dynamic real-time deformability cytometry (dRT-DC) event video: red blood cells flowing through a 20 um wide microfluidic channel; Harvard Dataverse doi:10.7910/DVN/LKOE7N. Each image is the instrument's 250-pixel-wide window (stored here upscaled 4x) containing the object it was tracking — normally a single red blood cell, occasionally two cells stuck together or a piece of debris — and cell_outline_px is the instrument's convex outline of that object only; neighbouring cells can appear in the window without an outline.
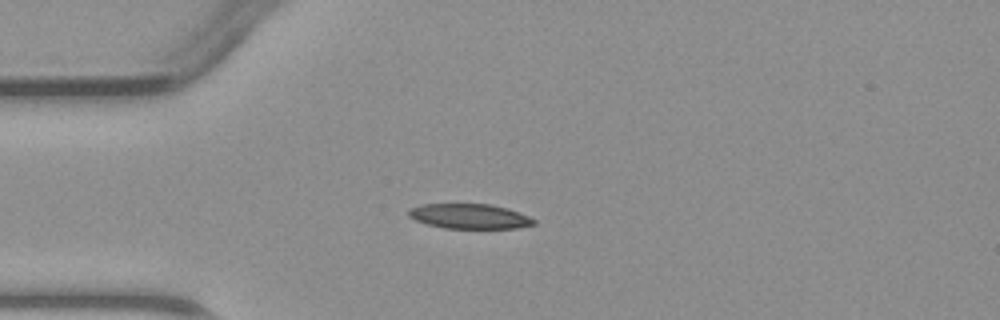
{"species": "common noctule bat (a hibernating species)", "species_latin": "Nyctalus noctula", "temperature_condition": "warm", "stored_images_in_passage": 3, "camera_frame_rate_fps": 3000, "um_per_image_px": 0.085, "animal": {"sex": "male", "body_mass_g": 23.1, "forearm_length_mm": 52.7}, "frame": {"image": 1, "passage_image": 3, "time_ms": 2.333, "image_size_px": [1000, 320], "cell_outline_px": [[536, 224], [516, 228], [444, 228], [428, 224], [416, 220], [408, 216], [408, 212], [412, 208], [420, 204], [492, 204], [508, 208], [528, 216], [536, 220]], "centroid_in_image_um": [39.93, 18.38], "position_along_channel_um": 45.1, "area_um2": 18.09}}